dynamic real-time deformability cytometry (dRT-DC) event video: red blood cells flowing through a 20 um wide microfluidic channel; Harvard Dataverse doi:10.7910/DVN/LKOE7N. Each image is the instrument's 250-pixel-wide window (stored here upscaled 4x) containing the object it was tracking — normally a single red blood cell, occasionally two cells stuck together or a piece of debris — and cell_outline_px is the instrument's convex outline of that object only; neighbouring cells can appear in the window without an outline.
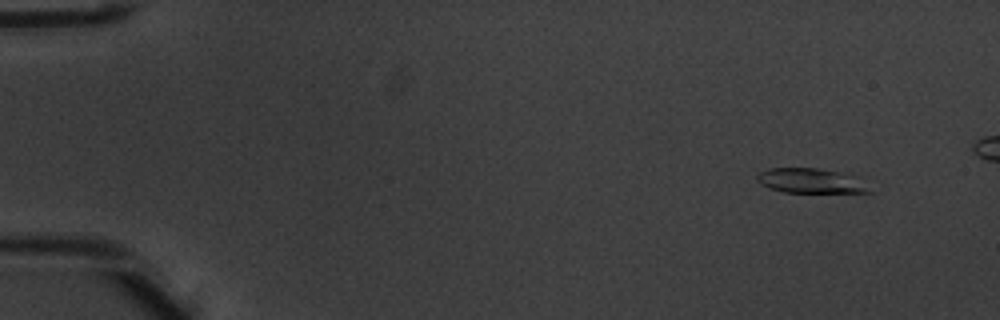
{"species": "common noctule bat (a hibernating species)", "species_latin": "Nyctalus noctula", "temperature_condition": "warm", "stored_images_in_passage": 6, "segment_of_instrument_passage": [2, 2], "camera_frame_rate_fps": 3000, "um_per_image_px": 0.085, "animal": {"sex": "male", "body_mass_g": 20.1, "forearm_length_mm": 53.5}, "frame": {"image": 1, "passage_image": 6, "time_ms": 1.667, "image_size_px": [1000, 320], "cell_outline_px": [[872, 192], [784, 192], [768, 188], [760, 184], [756, 180], [756, 176], [760, 172], [768, 168], [816, 168], [836, 172]], "centroid_in_image_um": [68.59, 15.37], "position_along_channel_um": 16.4, "area_um2": 15.03}}